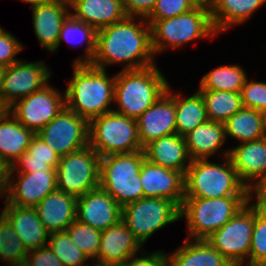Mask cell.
<instances>
[{"label":"cell","instance_id":"6da1fadb","mask_svg":"<svg viewBox=\"0 0 266 266\" xmlns=\"http://www.w3.org/2000/svg\"><path fill=\"white\" fill-rule=\"evenodd\" d=\"M126 17L97 31L96 53L91 66L107 70L108 65L125 64L123 70H137L155 63L151 27L146 19Z\"/></svg>","mask_w":266,"mask_h":266},{"label":"cell","instance_id":"7a4b0ae2","mask_svg":"<svg viewBox=\"0 0 266 266\" xmlns=\"http://www.w3.org/2000/svg\"><path fill=\"white\" fill-rule=\"evenodd\" d=\"M73 77L65 90L66 106L80 117L92 120L113 111L116 74L90 64H73ZM110 76V77H109Z\"/></svg>","mask_w":266,"mask_h":266},{"label":"cell","instance_id":"3957f363","mask_svg":"<svg viewBox=\"0 0 266 266\" xmlns=\"http://www.w3.org/2000/svg\"><path fill=\"white\" fill-rule=\"evenodd\" d=\"M169 86L156 64L137 70H121L116 74L114 103L116 113L138 119L152 106Z\"/></svg>","mask_w":266,"mask_h":266},{"label":"cell","instance_id":"277c9868","mask_svg":"<svg viewBox=\"0 0 266 266\" xmlns=\"http://www.w3.org/2000/svg\"><path fill=\"white\" fill-rule=\"evenodd\" d=\"M229 153L227 148L223 164L209 159L192 160L184 176L185 198L248 196V188L240 181Z\"/></svg>","mask_w":266,"mask_h":266},{"label":"cell","instance_id":"5b68a950","mask_svg":"<svg viewBox=\"0 0 266 266\" xmlns=\"http://www.w3.org/2000/svg\"><path fill=\"white\" fill-rule=\"evenodd\" d=\"M144 150L100 157L99 187L121 206L144 197L140 171Z\"/></svg>","mask_w":266,"mask_h":266},{"label":"cell","instance_id":"8992f818","mask_svg":"<svg viewBox=\"0 0 266 266\" xmlns=\"http://www.w3.org/2000/svg\"><path fill=\"white\" fill-rule=\"evenodd\" d=\"M247 203L248 196L184 198L180 217L187 222L189 234L186 238L206 240Z\"/></svg>","mask_w":266,"mask_h":266},{"label":"cell","instance_id":"52a82bcc","mask_svg":"<svg viewBox=\"0 0 266 266\" xmlns=\"http://www.w3.org/2000/svg\"><path fill=\"white\" fill-rule=\"evenodd\" d=\"M150 27L151 47L155 56L165 49H177L195 39L218 35L210 10L201 6L172 18L157 20Z\"/></svg>","mask_w":266,"mask_h":266},{"label":"cell","instance_id":"ba28073f","mask_svg":"<svg viewBox=\"0 0 266 266\" xmlns=\"http://www.w3.org/2000/svg\"><path fill=\"white\" fill-rule=\"evenodd\" d=\"M89 145L100 157L143 150L136 119L114 111L89 121Z\"/></svg>","mask_w":266,"mask_h":266},{"label":"cell","instance_id":"9c48e42d","mask_svg":"<svg viewBox=\"0 0 266 266\" xmlns=\"http://www.w3.org/2000/svg\"><path fill=\"white\" fill-rule=\"evenodd\" d=\"M180 218V207L166 198L143 197L122 207V220L142 245Z\"/></svg>","mask_w":266,"mask_h":266},{"label":"cell","instance_id":"30bf717a","mask_svg":"<svg viewBox=\"0 0 266 266\" xmlns=\"http://www.w3.org/2000/svg\"><path fill=\"white\" fill-rule=\"evenodd\" d=\"M56 172L58 190L78 198L99 187L100 155L87 145L60 157Z\"/></svg>","mask_w":266,"mask_h":266},{"label":"cell","instance_id":"8fae6325","mask_svg":"<svg viewBox=\"0 0 266 266\" xmlns=\"http://www.w3.org/2000/svg\"><path fill=\"white\" fill-rule=\"evenodd\" d=\"M248 203L206 240L233 266L249 265L255 207Z\"/></svg>","mask_w":266,"mask_h":266},{"label":"cell","instance_id":"7c38bea8","mask_svg":"<svg viewBox=\"0 0 266 266\" xmlns=\"http://www.w3.org/2000/svg\"><path fill=\"white\" fill-rule=\"evenodd\" d=\"M36 135L62 157L89 145V121L65 106Z\"/></svg>","mask_w":266,"mask_h":266},{"label":"cell","instance_id":"4fadbf2b","mask_svg":"<svg viewBox=\"0 0 266 266\" xmlns=\"http://www.w3.org/2000/svg\"><path fill=\"white\" fill-rule=\"evenodd\" d=\"M52 71L43 61L24 62L19 60L3 68L0 98L9 109L18 100L35 93L48 83Z\"/></svg>","mask_w":266,"mask_h":266},{"label":"cell","instance_id":"5bb4252c","mask_svg":"<svg viewBox=\"0 0 266 266\" xmlns=\"http://www.w3.org/2000/svg\"><path fill=\"white\" fill-rule=\"evenodd\" d=\"M65 106V91L61 94L47 83L35 93L18 100L8 110L23 126L36 134Z\"/></svg>","mask_w":266,"mask_h":266},{"label":"cell","instance_id":"9a60e30c","mask_svg":"<svg viewBox=\"0 0 266 266\" xmlns=\"http://www.w3.org/2000/svg\"><path fill=\"white\" fill-rule=\"evenodd\" d=\"M17 175V178H13V171H9L2 195L6 196L7 204L35 208L44 197L58 189L56 171L43 170Z\"/></svg>","mask_w":266,"mask_h":266},{"label":"cell","instance_id":"2e32d148","mask_svg":"<svg viewBox=\"0 0 266 266\" xmlns=\"http://www.w3.org/2000/svg\"><path fill=\"white\" fill-rule=\"evenodd\" d=\"M167 91L136 120L138 137L144 148L151 141L176 133L175 94Z\"/></svg>","mask_w":266,"mask_h":266},{"label":"cell","instance_id":"e0dca14e","mask_svg":"<svg viewBox=\"0 0 266 266\" xmlns=\"http://www.w3.org/2000/svg\"><path fill=\"white\" fill-rule=\"evenodd\" d=\"M76 219L102 232L122 220V207L98 187L77 198Z\"/></svg>","mask_w":266,"mask_h":266},{"label":"cell","instance_id":"ac0fdd59","mask_svg":"<svg viewBox=\"0 0 266 266\" xmlns=\"http://www.w3.org/2000/svg\"><path fill=\"white\" fill-rule=\"evenodd\" d=\"M144 197L166 198L180 208L185 198L184 175L144 160L140 171Z\"/></svg>","mask_w":266,"mask_h":266},{"label":"cell","instance_id":"d6986e66","mask_svg":"<svg viewBox=\"0 0 266 266\" xmlns=\"http://www.w3.org/2000/svg\"><path fill=\"white\" fill-rule=\"evenodd\" d=\"M71 14L69 0H48L32 7V23L40 46L52 52L57 47L60 30Z\"/></svg>","mask_w":266,"mask_h":266},{"label":"cell","instance_id":"ffe728a7","mask_svg":"<svg viewBox=\"0 0 266 266\" xmlns=\"http://www.w3.org/2000/svg\"><path fill=\"white\" fill-rule=\"evenodd\" d=\"M143 245L123 220L101 232L98 259L105 264H125L135 254H141Z\"/></svg>","mask_w":266,"mask_h":266},{"label":"cell","instance_id":"44dd1931","mask_svg":"<svg viewBox=\"0 0 266 266\" xmlns=\"http://www.w3.org/2000/svg\"><path fill=\"white\" fill-rule=\"evenodd\" d=\"M238 144L230 148L229 157L240 181L249 188L266 174V137Z\"/></svg>","mask_w":266,"mask_h":266},{"label":"cell","instance_id":"7402d4cb","mask_svg":"<svg viewBox=\"0 0 266 266\" xmlns=\"http://www.w3.org/2000/svg\"><path fill=\"white\" fill-rule=\"evenodd\" d=\"M35 209L49 233L66 231L76 220L77 198L57 189L44 197Z\"/></svg>","mask_w":266,"mask_h":266},{"label":"cell","instance_id":"603a6c76","mask_svg":"<svg viewBox=\"0 0 266 266\" xmlns=\"http://www.w3.org/2000/svg\"><path fill=\"white\" fill-rule=\"evenodd\" d=\"M143 150L149 162L179 171L184 176L192 162L185 138L177 133L153 140Z\"/></svg>","mask_w":266,"mask_h":266},{"label":"cell","instance_id":"cb8c5ba5","mask_svg":"<svg viewBox=\"0 0 266 266\" xmlns=\"http://www.w3.org/2000/svg\"><path fill=\"white\" fill-rule=\"evenodd\" d=\"M5 218L10 222L27 251L47 246L49 232L35 208L5 204Z\"/></svg>","mask_w":266,"mask_h":266},{"label":"cell","instance_id":"d4e9b609","mask_svg":"<svg viewBox=\"0 0 266 266\" xmlns=\"http://www.w3.org/2000/svg\"><path fill=\"white\" fill-rule=\"evenodd\" d=\"M71 14L97 31L127 17L122 0H69Z\"/></svg>","mask_w":266,"mask_h":266},{"label":"cell","instance_id":"484cf974","mask_svg":"<svg viewBox=\"0 0 266 266\" xmlns=\"http://www.w3.org/2000/svg\"><path fill=\"white\" fill-rule=\"evenodd\" d=\"M173 253L167 254V266H233L207 240L185 239Z\"/></svg>","mask_w":266,"mask_h":266},{"label":"cell","instance_id":"4316f807","mask_svg":"<svg viewBox=\"0 0 266 266\" xmlns=\"http://www.w3.org/2000/svg\"><path fill=\"white\" fill-rule=\"evenodd\" d=\"M184 138L192 160L208 159L224 145L226 140L224 123L207 120Z\"/></svg>","mask_w":266,"mask_h":266},{"label":"cell","instance_id":"83f0119b","mask_svg":"<svg viewBox=\"0 0 266 266\" xmlns=\"http://www.w3.org/2000/svg\"><path fill=\"white\" fill-rule=\"evenodd\" d=\"M34 136L9 110L0 118V155L10 167L27 151Z\"/></svg>","mask_w":266,"mask_h":266},{"label":"cell","instance_id":"f1b7e54d","mask_svg":"<svg viewBox=\"0 0 266 266\" xmlns=\"http://www.w3.org/2000/svg\"><path fill=\"white\" fill-rule=\"evenodd\" d=\"M266 0H215L210 9L211 20L215 31L222 33L231 26L247 21Z\"/></svg>","mask_w":266,"mask_h":266},{"label":"cell","instance_id":"f546056e","mask_svg":"<svg viewBox=\"0 0 266 266\" xmlns=\"http://www.w3.org/2000/svg\"><path fill=\"white\" fill-rule=\"evenodd\" d=\"M60 156L35 134L27 151L10 167L13 173H30L35 171H56ZM19 164V165H18ZM18 165V166H17Z\"/></svg>","mask_w":266,"mask_h":266},{"label":"cell","instance_id":"4dcf8cb0","mask_svg":"<svg viewBox=\"0 0 266 266\" xmlns=\"http://www.w3.org/2000/svg\"><path fill=\"white\" fill-rule=\"evenodd\" d=\"M63 40H66L69 44L78 45H83V43L87 42L84 56L77 58L73 64H90L92 62L96 53L97 42V30L95 28L70 14L62 24L57 47L52 53L57 51Z\"/></svg>","mask_w":266,"mask_h":266},{"label":"cell","instance_id":"1f68e13d","mask_svg":"<svg viewBox=\"0 0 266 266\" xmlns=\"http://www.w3.org/2000/svg\"><path fill=\"white\" fill-rule=\"evenodd\" d=\"M226 139H237L238 142L256 141L266 137L263 129L261 111L243 107L225 123Z\"/></svg>","mask_w":266,"mask_h":266},{"label":"cell","instance_id":"d6a6232c","mask_svg":"<svg viewBox=\"0 0 266 266\" xmlns=\"http://www.w3.org/2000/svg\"><path fill=\"white\" fill-rule=\"evenodd\" d=\"M175 107L176 133L182 137L208 120L205 102L198 90L188 98L177 92Z\"/></svg>","mask_w":266,"mask_h":266},{"label":"cell","instance_id":"836d02e7","mask_svg":"<svg viewBox=\"0 0 266 266\" xmlns=\"http://www.w3.org/2000/svg\"><path fill=\"white\" fill-rule=\"evenodd\" d=\"M206 106L208 120L225 123L243 108L241 93L218 90H198Z\"/></svg>","mask_w":266,"mask_h":266},{"label":"cell","instance_id":"e575fe53","mask_svg":"<svg viewBox=\"0 0 266 266\" xmlns=\"http://www.w3.org/2000/svg\"><path fill=\"white\" fill-rule=\"evenodd\" d=\"M247 73L240 65H223L205 74L199 90H218L241 93Z\"/></svg>","mask_w":266,"mask_h":266},{"label":"cell","instance_id":"d590c367","mask_svg":"<svg viewBox=\"0 0 266 266\" xmlns=\"http://www.w3.org/2000/svg\"><path fill=\"white\" fill-rule=\"evenodd\" d=\"M47 246L64 266H87L89 257L73 243L67 231L53 232L49 234Z\"/></svg>","mask_w":266,"mask_h":266},{"label":"cell","instance_id":"8d00e7d4","mask_svg":"<svg viewBox=\"0 0 266 266\" xmlns=\"http://www.w3.org/2000/svg\"><path fill=\"white\" fill-rule=\"evenodd\" d=\"M66 231L71 240L83 251L90 260H97L101 242V231L90 225L83 224L77 219L72 222Z\"/></svg>","mask_w":266,"mask_h":266},{"label":"cell","instance_id":"74e56055","mask_svg":"<svg viewBox=\"0 0 266 266\" xmlns=\"http://www.w3.org/2000/svg\"><path fill=\"white\" fill-rule=\"evenodd\" d=\"M28 254L16 231L5 218L0 225V259L7 265L25 258Z\"/></svg>","mask_w":266,"mask_h":266},{"label":"cell","instance_id":"f35d334b","mask_svg":"<svg viewBox=\"0 0 266 266\" xmlns=\"http://www.w3.org/2000/svg\"><path fill=\"white\" fill-rule=\"evenodd\" d=\"M249 266H266V214L255 208Z\"/></svg>","mask_w":266,"mask_h":266},{"label":"cell","instance_id":"ab89813d","mask_svg":"<svg viewBox=\"0 0 266 266\" xmlns=\"http://www.w3.org/2000/svg\"><path fill=\"white\" fill-rule=\"evenodd\" d=\"M195 7L191 0H157L146 21L151 26L157 20H164L187 13Z\"/></svg>","mask_w":266,"mask_h":266},{"label":"cell","instance_id":"60d3db41","mask_svg":"<svg viewBox=\"0 0 266 266\" xmlns=\"http://www.w3.org/2000/svg\"><path fill=\"white\" fill-rule=\"evenodd\" d=\"M248 79L241 91L243 107L262 111L266 108V82L249 81Z\"/></svg>","mask_w":266,"mask_h":266},{"label":"cell","instance_id":"b9f144b4","mask_svg":"<svg viewBox=\"0 0 266 266\" xmlns=\"http://www.w3.org/2000/svg\"><path fill=\"white\" fill-rule=\"evenodd\" d=\"M23 47L14 35L4 30L0 34V67L7 68L19 61L15 56L21 52Z\"/></svg>","mask_w":266,"mask_h":266},{"label":"cell","instance_id":"7bdbcfd3","mask_svg":"<svg viewBox=\"0 0 266 266\" xmlns=\"http://www.w3.org/2000/svg\"><path fill=\"white\" fill-rule=\"evenodd\" d=\"M157 0H122L127 17L146 19L152 12Z\"/></svg>","mask_w":266,"mask_h":266},{"label":"cell","instance_id":"ee69618b","mask_svg":"<svg viewBox=\"0 0 266 266\" xmlns=\"http://www.w3.org/2000/svg\"><path fill=\"white\" fill-rule=\"evenodd\" d=\"M26 257L32 266H64L48 246L28 251Z\"/></svg>","mask_w":266,"mask_h":266},{"label":"cell","instance_id":"f6af8a7d","mask_svg":"<svg viewBox=\"0 0 266 266\" xmlns=\"http://www.w3.org/2000/svg\"><path fill=\"white\" fill-rule=\"evenodd\" d=\"M142 256L137 257L139 254L131 256L126 262L125 266H167V254L162 250L146 254L142 251Z\"/></svg>","mask_w":266,"mask_h":266},{"label":"cell","instance_id":"bcb514c9","mask_svg":"<svg viewBox=\"0 0 266 266\" xmlns=\"http://www.w3.org/2000/svg\"><path fill=\"white\" fill-rule=\"evenodd\" d=\"M254 196L255 203L251 205L266 214V174L248 188V201L252 200Z\"/></svg>","mask_w":266,"mask_h":266},{"label":"cell","instance_id":"7dc6e473","mask_svg":"<svg viewBox=\"0 0 266 266\" xmlns=\"http://www.w3.org/2000/svg\"><path fill=\"white\" fill-rule=\"evenodd\" d=\"M9 171H10V166L0 155V198L3 195L7 183Z\"/></svg>","mask_w":266,"mask_h":266},{"label":"cell","instance_id":"c3c4849f","mask_svg":"<svg viewBox=\"0 0 266 266\" xmlns=\"http://www.w3.org/2000/svg\"><path fill=\"white\" fill-rule=\"evenodd\" d=\"M195 6H201L207 9H211L215 3V0H191Z\"/></svg>","mask_w":266,"mask_h":266},{"label":"cell","instance_id":"681fc988","mask_svg":"<svg viewBox=\"0 0 266 266\" xmlns=\"http://www.w3.org/2000/svg\"><path fill=\"white\" fill-rule=\"evenodd\" d=\"M10 266H32V264H31V261L27 257H25V258L18 260L17 262H14Z\"/></svg>","mask_w":266,"mask_h":266},{"label":"cell","instance_id":"f907efd6","mask_svg":"<svg viewBox=\"0 0 266 266\" xmlns=\"http://www.w3.org/2000/svg\"><path fill=\"white\" fill-rule=\"evenodd\" d=\"M91 262H93V264H90V266H125L124 264H105V263L98 262L96 260L91 261Z\"/></svg>","mask_w":266,"mask_h":266},{"label":"cell","instance_id":"816d5d0a","mask_svg":"<svg viewBox=\"0 0 266 266\" xmlns=\"http://www.w3.org/2000/svg\"><path fill=\"white\" fill-rule=\"evenodd\" d=\"M24 3L30 4L32 7L38 5L39 3L46 2L48 0H21Z\"/></svg>","mask_w":266,"mask_h":266},{"label":"cell","instance_id":"f5cc1de1","mask_svg":"<svg viewBox=\"0 0 266 266\" xmlns=\"http://www.w3.org/2000/svg\"><path fill=\"white\" fill-rule=\"evenodd\" d=\"M8 111V108L3 104L0 98V118Z\"/></svg>","mask_w":266,"mask_h":266},{"label":"cell","instance_id":"db71d44e","mask_svg":"<svg viewBox=\"0 0 266 266\" xmlns=\"http://www.w3.org/2000/svg\"><path fill=\"white\" fill-rule=\"evenodd\" d=\"M261 114H262L263 129L266 135V108L261 111Z\"/></svg>","mask_w":266,"mask_h":266},{"label":"cell","instance_id":"11a10c76","mask_svg":"<svg viewBox=\"0 0 266 266\" xmlns=\"http://www.w3.org/2000/svg\"><path fill=\"white\" fill-rule=\"evenodd\" d=\"M4 219H5V209H3L2 213L0 214V225Z\"/></svg>","mask_w":266,"mask_h":266},{"label":"cell","instance_id":"9f6ffc18","mask_svg":"<svg viewBox=\"0 0 266 266\" xmlns=\"http://www.w3.org/2000/svg\"><path fill=\"white\" fill-rule=\"evenodd\" d=\"M3 68L0 67V85H1V76H2Z\"/></svg>","mask_w":266,"mask_h":266},{"label":"cell","instance_id":"6f0895ef","mask_svg":"<svg viewBox=\"0 0 266 266\" xmlns=\"http://www.w3.org/2000/svg\"><path fill=\"white\" fill-rule=\"evenodd\" d=\"M5 30V28L3 29L1 26H0V34Z\"/></svg>","mask_w":266,"mask_h":266}]
</instances>
